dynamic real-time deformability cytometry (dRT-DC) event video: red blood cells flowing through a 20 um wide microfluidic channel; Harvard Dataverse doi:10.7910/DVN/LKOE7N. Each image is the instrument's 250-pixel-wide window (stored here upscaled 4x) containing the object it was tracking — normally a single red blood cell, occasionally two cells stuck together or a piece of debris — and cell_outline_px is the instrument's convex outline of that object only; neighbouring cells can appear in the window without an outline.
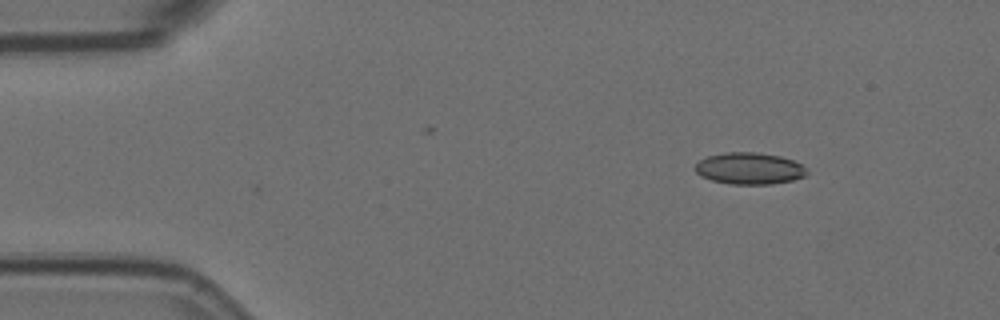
{"species": "Egyptian fruit bat (a non-hibernating species)", "species_latin": "Rousettus aegyptiacus", "temperature_condition": "room temperature", "stored_images_in_passage": 21, "camera_frame_rate_fps": 3000, "um_per_image_px": 0.085, "animal": {"sex": "female"}, "frame": {"image": 1, "passage_image": 1, "time_ms": 0.0, "image_size_px": [1000, 320], "cell_outline_px": [[808, 172], [804, 176], [792, 180], [772, 184], [732, 184], [712, 180], [700, 176], [696, 172], [696, 164], [700, 160], [708, 156], [724, 152], [756, 152], [780, 156], [792, 160], [800, 164]], "centroid_in_image_um": [63.68, 14.31], "position_along_channel_um": 21.3, "area_um2": 20.46}}
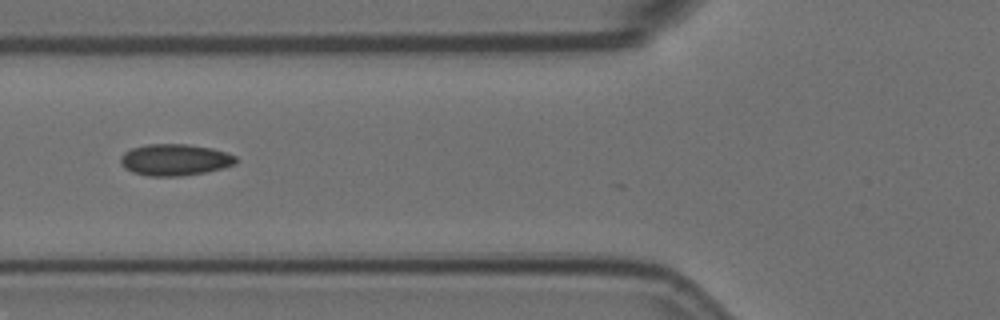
{"frame": {"image": 2, "passage_image": 15, "time_ms": 4.667, "image_size_px": [1000, 320], "cell_outline_px": [[236, 160], [232, 164], [220, 168], [204, 172], [180, 176], [148, 176], [132, 172], [124, 168], [120, 164], [120, 156], [124, 152], [132, 148], [148, 144], [188, 144], [212, 148], [236, 156]], "centroid_in_image_um": [14.79, 13.58], "position_along_channel_um": 111.0, "area_um2": 21.04}}
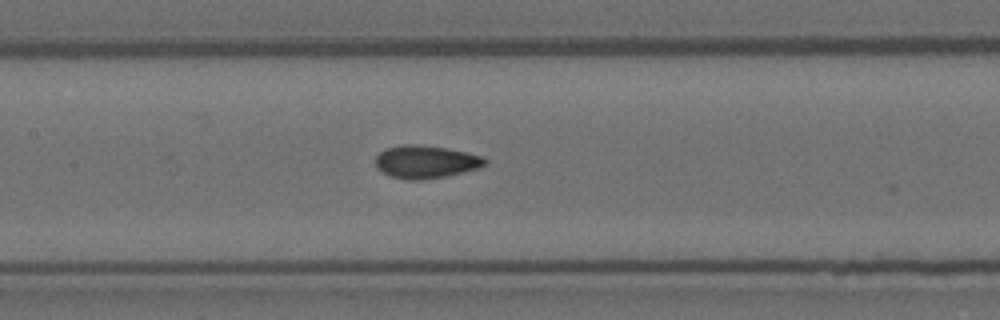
{"frame": {"image": 3, "passage_image": 20, "time_ms": 6.333, "image_size_px": [1000, 320], "cell_outline_px": [[488, 160], [480, 168], [464, 172], [444, 176], [420, 180], [404, 180], [392, 176], [376, 168], [376, 156], [384, 148], [404, 144], [416, 144], [444, 148], [464, 152], [480, 156]], "centroid_in_image_um": [36.15, 13.76], "position_along_channel_um": 171.2, "area_um2": 20.75}}